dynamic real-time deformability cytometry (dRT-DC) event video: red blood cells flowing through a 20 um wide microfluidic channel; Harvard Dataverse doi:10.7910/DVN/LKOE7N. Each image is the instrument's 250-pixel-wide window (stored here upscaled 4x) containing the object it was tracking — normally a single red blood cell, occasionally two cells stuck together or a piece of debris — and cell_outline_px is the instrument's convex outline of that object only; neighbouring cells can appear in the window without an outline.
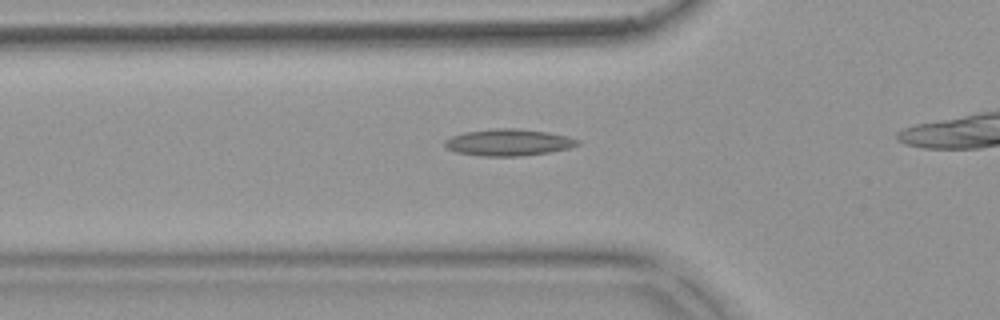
{"species": "common noctule bat (a hibernating species)", "species_latin": "Nyctalus noctula", "temperature_condition": "warm", "stored_images_in_passage": 34, "camera_frame_rate_fps": 3000, "um_per_image_px": 0.085, "animal": {"sex": "female", "body_mass_g": 18.4}, "frame": {"image": 1, "passage_image": 9, "time_ms": 2.667, "image_size_px": [1000, 320], "cell_outline_px": [[580, 144], [568, 148], [548, 152], [520, 156], [480, 156], [456, 152], [448, 148], [444, 144], [444, 140], [452, 136], [464, 132], [496, 128], [516, 128], [548, 132], [568, 136], [580, 140]], "centroid_in_image_um": [43.22, 12.1], "position_along_channel_um": 82.6, "area_um2": 20.63}}
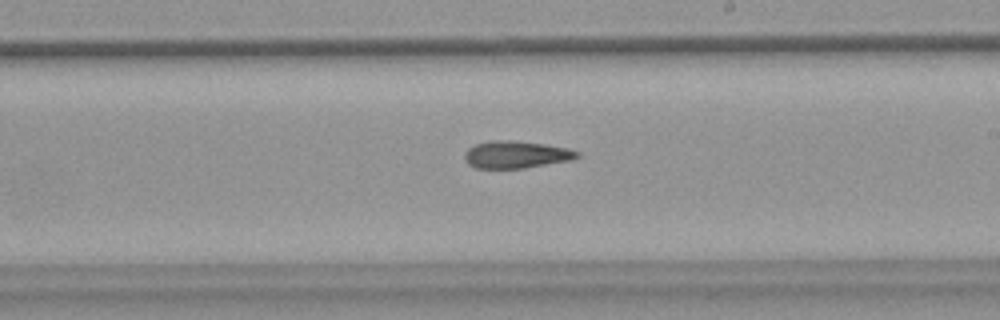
{"frame": {"image": 2, "passage_image": 22, "time_ms": 7.0, "image_size_px": [1000, 320], "cell_outline_px": [[580, 156], [572, 160], [524, 168], [476, 168], [468, 164], [464, 160], [464, 152], [468, 148], [476, 144], [492, 140], [512, 140], [544, 144], [568, 148], [580, 152]], "centroid_in_image_um": [43.86, 13.14], "position_along_channel_um": 245.1, "area_um2": 17.98}}
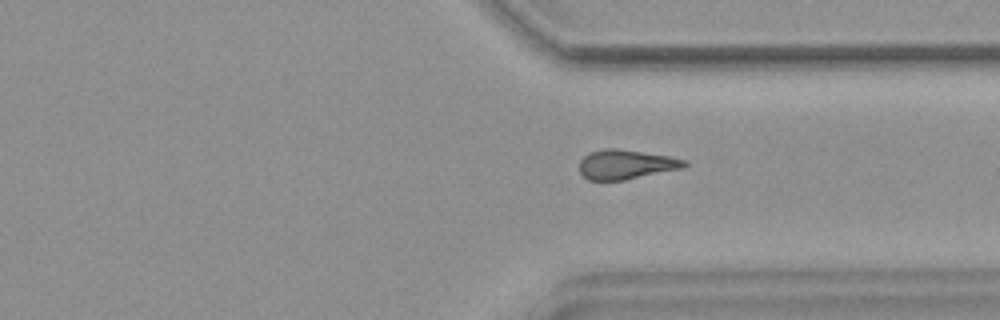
{"frame": {"image": 3, "passage_image": 31, "time_ms": 10.0, "image_size_px": [1000, 320], "cell_outline_px": [[688, 164], [684, 168], [624, 180], [588, 180], [580, 172], [580, 160], [588, 152], [604, 148], [616, 148], [668, 156], [688, 160]], "centroid_in_image_um": [53.21, 13.97], "position_along_channel_um": 358.2, "area_um2": 18.09}}